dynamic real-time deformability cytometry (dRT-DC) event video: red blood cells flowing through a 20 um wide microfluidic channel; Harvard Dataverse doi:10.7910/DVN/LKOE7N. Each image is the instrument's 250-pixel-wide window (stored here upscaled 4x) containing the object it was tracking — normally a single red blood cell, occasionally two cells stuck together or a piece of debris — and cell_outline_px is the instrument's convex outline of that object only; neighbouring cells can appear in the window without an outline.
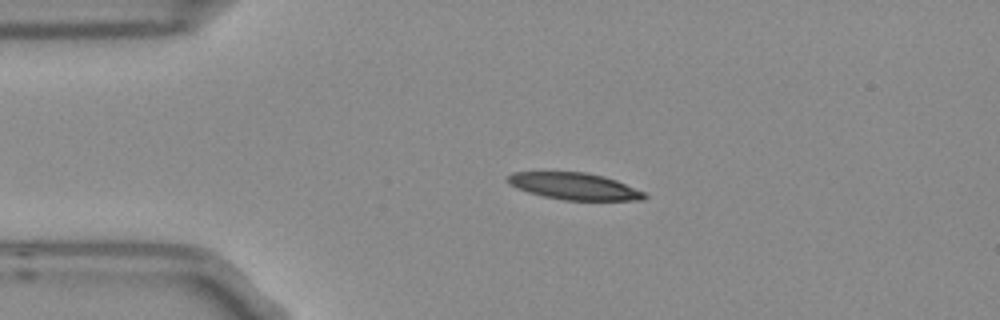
{"species": "Egyptian fruit bat (a non-hibernating species)", "species_latin": "Rousettus aegyptiacus", "temperature_condition": "room temperature", "stored_images_in_passage": 3, "camera_frame_rate_fps": 3000, "um_per_image_px": 0.085, "frame": {"image": 1, "passage_image": 2, "time_ms": 0.333, "image_size_px": [1000, 320], "cell_outline_px": [[648, 196], [644, 200], [564, 200], [544, 196], [528, 192], [516, 188], [508, 184], [504, 180], [512, 172], [584, 172], [604, 176], [616, 180], [644, 192]], "centroid_in_image_um": [48.78, 15.83], "position_along_channel_um": 36.2, "area_um2": 21.39}}